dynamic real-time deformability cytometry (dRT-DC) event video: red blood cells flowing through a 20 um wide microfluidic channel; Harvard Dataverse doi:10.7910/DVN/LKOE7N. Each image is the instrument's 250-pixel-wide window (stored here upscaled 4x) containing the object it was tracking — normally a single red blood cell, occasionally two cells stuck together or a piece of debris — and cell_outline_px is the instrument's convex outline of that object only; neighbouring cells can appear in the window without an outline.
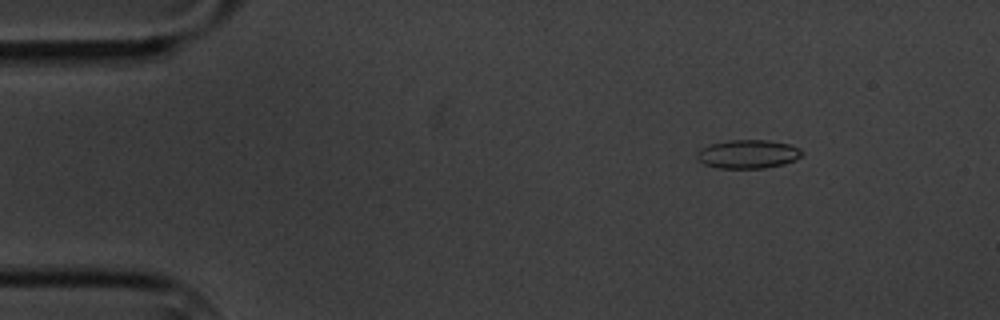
{"species": "common noctule bat (a hibernating species)", "species_latin": "Nyctalus noctula", "temperature_condition": "cold", "stored_images_in_passage": 10, "camera_frame_rate_fps": 3000, "um_per_image_px": 0.085, "animal": {"sex": "male", "body_mass_g": 20.1, "forearm_length_mm": 53.5}, "frame": {"image": 1, "passage_image": 2, "time_ms": 1.0, "image_size_px": [1000, 320], "cell_outline_px": [[804, 152], [796, 160], [784, 164], [764, 168], [720, 168], [704, 164], [696, 156], [696, 152], [700, 148], [712, 144], [728, 140], [768, 140], [792, 144], [800, 148]], "centroid_in_image_um": [63.61, 13.09], "position_along_channel_um": 21.4, "area_um2": 17.63}}
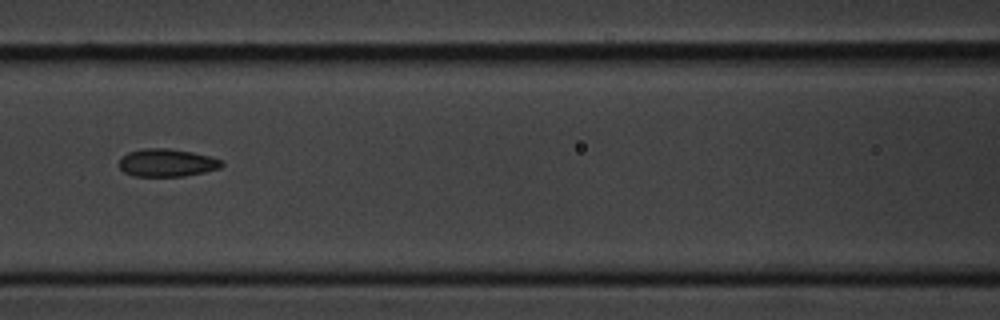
{"frame": {"image": 2, "passage_image": 7, "time_ms": 7.0, "image_size_px": [1000, 320], "cell_outline_px": [[224, 164], [220, 168], [204, 172], [184, 176], [132, 176], [124, 172], [120, 168], [120, 156], [128, 152], [144, 148], [168, 148], [192, 152], [224, 160]], "centroid_in_image_um": [14.18, 13.83], "position_along_channel_um": 152.4, "area_um2": 16.7}}
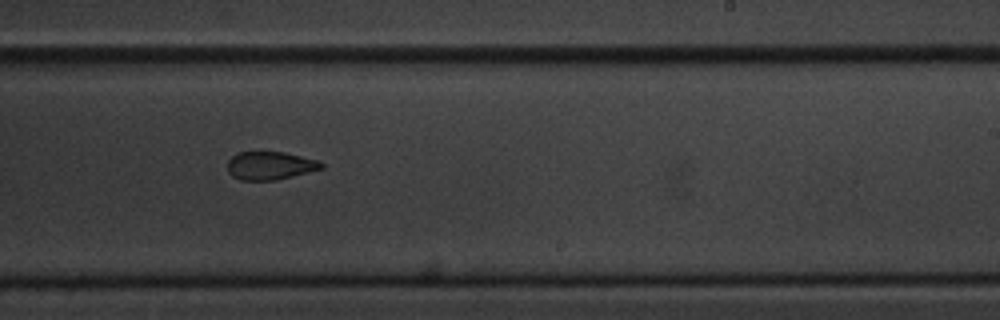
{"frame": {"image": 3, "passage_image": 10, "time_ms": 10.333, "image_size_px": [1000, 320], "cell_outline_px": [[324, 168], [276, 180], [240, 180], [232, 176], [228, 172], [228, 160], [232, 156], [240, 152], [284, 152], [320, 160], [324, 164]], "centroid_in_image_um": [22.98, 14.07], "position_along_channel_um": 266.0, "area_um2": 15.43}}